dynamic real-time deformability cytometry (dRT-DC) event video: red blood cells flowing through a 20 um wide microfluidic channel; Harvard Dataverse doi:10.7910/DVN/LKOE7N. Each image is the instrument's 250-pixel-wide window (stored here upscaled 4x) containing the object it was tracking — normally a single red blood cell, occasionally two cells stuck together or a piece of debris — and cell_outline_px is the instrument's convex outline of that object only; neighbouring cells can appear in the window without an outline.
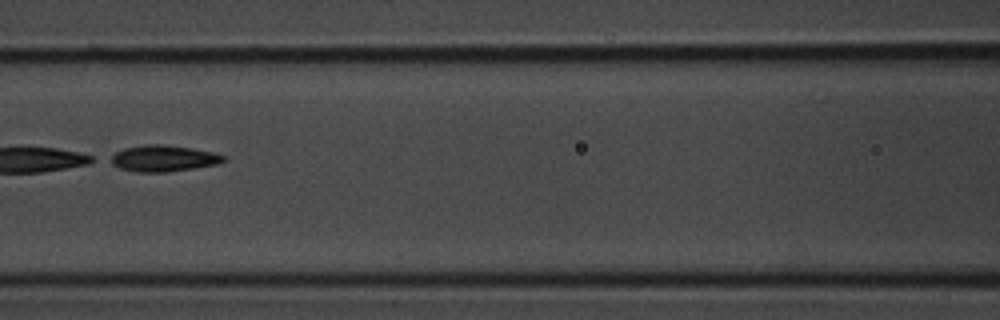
{"species": "common noctule bat (a hibernating species)", "species_latin": "Nyctalus noctula", "temperature_condition": "room temperature", "stored_images_in_passage": 52, "camera_frame_rate_fps": 3000, "um_per_image_px": 0.085, "animal": {"sex": "male", "body_mass_g": 20.1, "forearm_length_mm": 53.5}, "frame": {"image": 1, "passage_image": 23, "time_ms": 7.333, "image_size_px": [1000, 320], "cell_outline_px": [[228, 160], [220, 164], [168, 172], [136, 172], [120, 168], [104, 160], [108, 156], [124, 148], [148, 144], [160, 144], [192, 148], [212, 152], [224, 156]], "centroid_in_image_um": [13.85, 13.47], "position_along_channel_um": 152.7, "area_um2": 17.57}, "authors_computed_cell_mechanics": {"area_um2": 29.2757, "velocity_mm_per_s": 3.723, "shape_relaxation_time_tau1_ms": 2.6285, "shape_relaxation_time_tau2_ms": null, "deformation_change_tau1": 0.3075, "deformation_change_tau2": null}}